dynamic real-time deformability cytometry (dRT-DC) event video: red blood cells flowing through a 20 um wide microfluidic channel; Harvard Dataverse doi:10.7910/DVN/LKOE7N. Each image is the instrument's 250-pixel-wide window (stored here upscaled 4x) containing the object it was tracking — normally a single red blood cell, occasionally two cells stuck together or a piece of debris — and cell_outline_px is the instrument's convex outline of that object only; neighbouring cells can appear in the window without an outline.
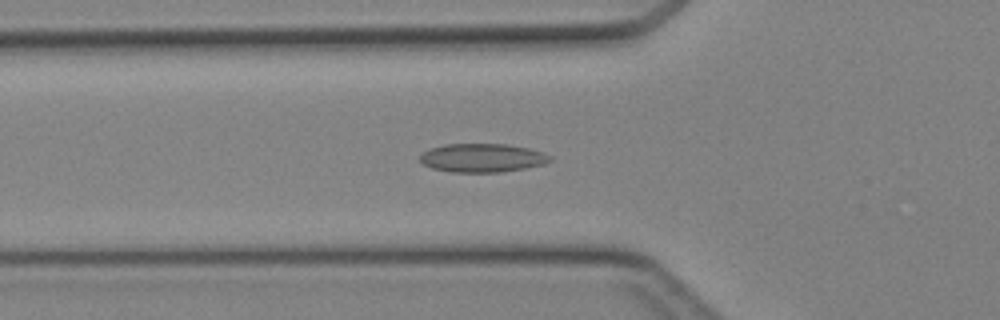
{"species": "Egyptian fruit bat (a non-hibernating species)", "species_latin": "Rousettus aegyptiacus", "temperature_condition": "cold", "stored_images_in_passage": 33, "camera_frame_rate_fps": 3000, "um_per_image_px": 0.085, "animal": {"sex": "female"}, "frame": {"image": 1, "passage_image": 7, "time_ms": 2.0, "image_size_px": [1000, 320], "cell_outline_px": [[552, 160], [544, 164], [524, 168], [500, 172], [452, 172], [432, 168], [424, 164], [420, 160], [420, 156], [428, 148], [444, 144], [508, 144], [528, 148], [544, 152], [552, 156]], "centroid_in_image_um": [41.01, 13.41], "position_along_channel_um": 84.8, "area_um2": 21.73}}
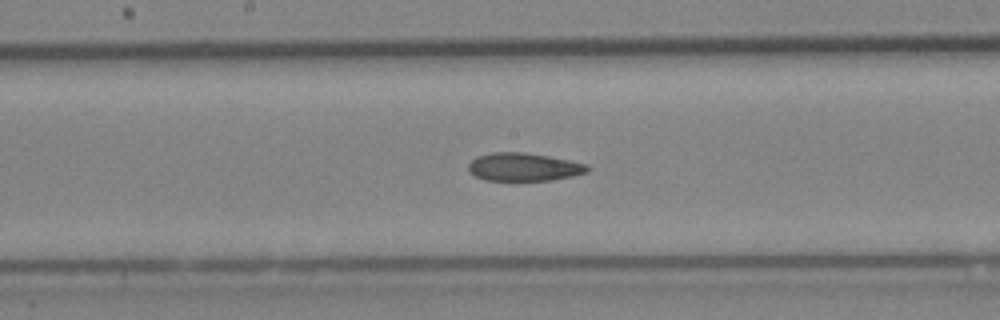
{"frame": {"image": 2, "passage_image": 15, "time_ms": 4.667, "image_size_px": [1000, 320], "cell_outline_px": [[592, 168], [588, 172], [572, 176], [552, 180], [484, 180], [468, 172], [468, 164], [476, 156], [492, 152], [524, 152], [548, 156], [588, 164]], "centroid_in_image_um": [44.52, 14.19], "position_along_channel_um": 203.7, "area_um2": 19.59}}
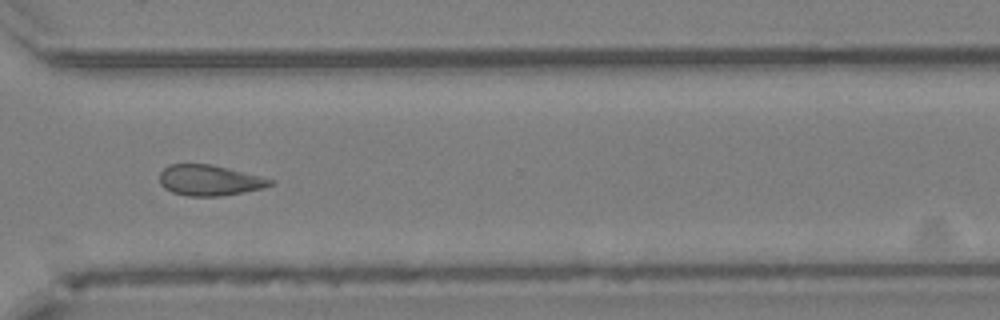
{"frame": {"image": 3, "passage_image": 25, "time_ms": 8.0, "image_size_px": [1000, 320], "cell_outline_px": [[276, 180], [272, 184], [264, 188], [220, 196], [188, 196], [172, 192], [164, 188], [160, 184], [160, 172], [168, 164], [212, 164]], "centroid_in_image_um": [17.79, 15.32], "position_along_channel_um": 352.8, "area_um2": 19.77}}